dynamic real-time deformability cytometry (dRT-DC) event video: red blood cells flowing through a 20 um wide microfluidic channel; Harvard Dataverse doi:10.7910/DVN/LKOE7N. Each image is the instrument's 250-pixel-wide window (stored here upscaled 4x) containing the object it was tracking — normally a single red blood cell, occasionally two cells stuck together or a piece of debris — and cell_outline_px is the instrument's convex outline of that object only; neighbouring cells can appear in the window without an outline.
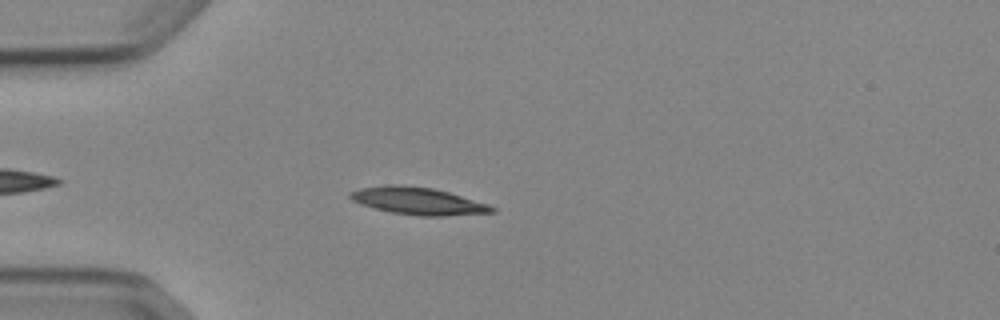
{"species": "Egyptian fruit bat (a non-hibernating species)", "species_latin": "Rousettus aegyptiacus", "temperature_condition": "cold", "stored_images_in_passage": 40, "camera_frame_rate_fps": 3000, "um_per_image_px": 0.085, "animal": {"sex": "female"}, "frame": {"image": 1, "passage_image": 7, "time_ms": 2.0, "image_size_px": [1000, 320], "cell_outline_px": [[496, 212], [444, 216], [420, 216], [392, 212], [360, 204], [352, 200], [348, 196], [348, 192], [360, 188], [388, 184], [396, 184], [432, 188], [448, 192], [488, 204], [496, 208]], "centroid_in_image_um": [35.51, 17.08], "position_along_channel_um": 49.5, "area_um2": 22.43}}
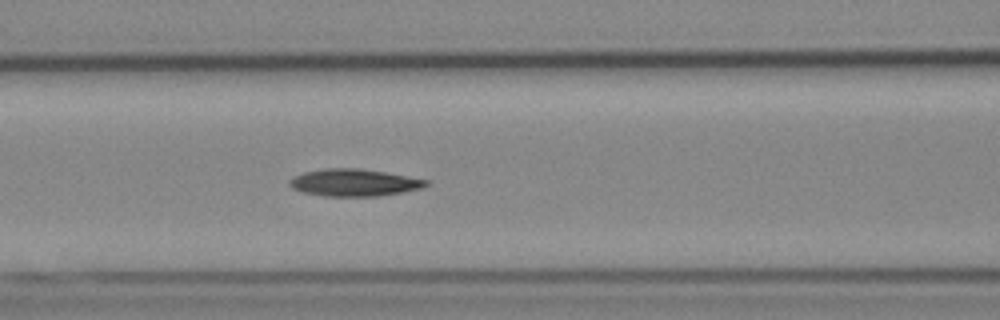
{"frame": {"image": 2, "passage_image": 15, "time_ms": 4.667, "image_size_px": [1000, 320], "cell_outline_px": [[428, 184], [424, 188], [404, 192], [376, 196], [324, 196], [304, 192], [292, 188], [288, 184], [288, 180], [292, 176], [304, 172], [324, 168], [360, 168], [384, 172], [428, 180]], "centroid_in_image_um": [30.07, 15.52], "position_along_channel_um": 136.5, "area_um2": 21.68}}
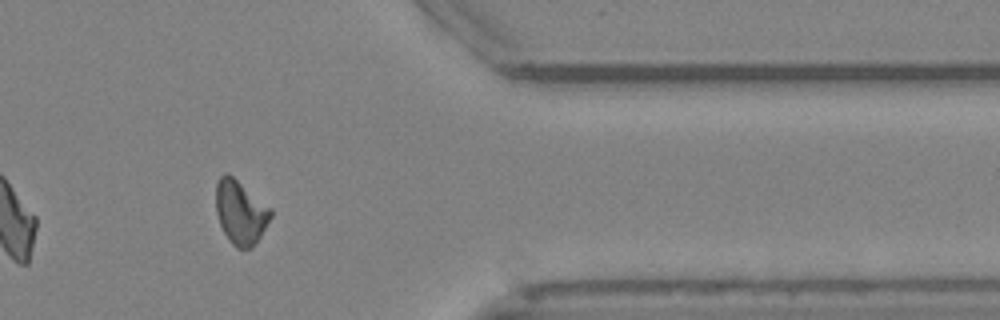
{"frame": {"image": 3, "passage_image": 36, "time_ms": 11.667, "image_size_px": [1000, 320], "cell_outline_px": [[272, 216], [260, 236], [252, 248], [236, 248], [228, 240], [220, 224], [216, 212], [216, 184], [220, 176], [224, 172], [228, 172], [272, 208]], "centroid_in_image_um": [20.44, 18.02], "position_along_channel_um": 391.0, "area_um2": 20.46}, "authors_computed_cell_mechanics": {"area_um2": 20.8947, "velocity_mm_per_s": 3.8711, "shape_relaxation_time_tau1_ms": 4.5414, "shape_relaxation_time_tau2_ms": null, "deformation_change_tau1": 0.1461, "deformation_change_tau2": null}}